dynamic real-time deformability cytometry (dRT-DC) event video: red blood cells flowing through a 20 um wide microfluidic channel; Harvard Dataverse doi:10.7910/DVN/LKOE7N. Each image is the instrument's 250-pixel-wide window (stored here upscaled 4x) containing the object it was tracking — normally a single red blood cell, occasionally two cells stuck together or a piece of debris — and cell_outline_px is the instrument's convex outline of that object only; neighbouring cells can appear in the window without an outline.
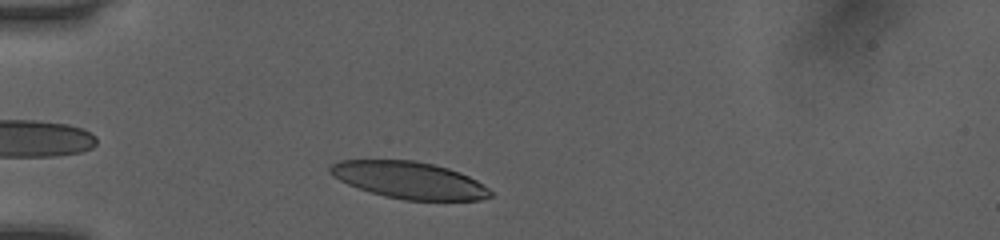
{"species": "human", "species_latin": "Homo sapiens", "temperature_condition": "room temperature", "stored_images_in_passage": 35, "camera_frame_rate_fps": 3000, "um_per_image_px": 0.085, "donor": {"sex": "female"}, "frame": {"image": 1, "passage_image": 3, "time_ms": 0.667, "image_size_px": [1000, 240], "cell_outline_px": [[492, 196], [480, 200], [404, 200], [384, 196], [348, 184], [332, 176], [328, 172], [328, 168], [332, 164], [340, 160], [412, 160], [432, 164], [448, 168], [460, 172], [484, 184], [492, 192]], "centroid_in_image_um": [34.78, 15.31], "position_along_channel_um": 50.2, "area_um2": 34.39}}
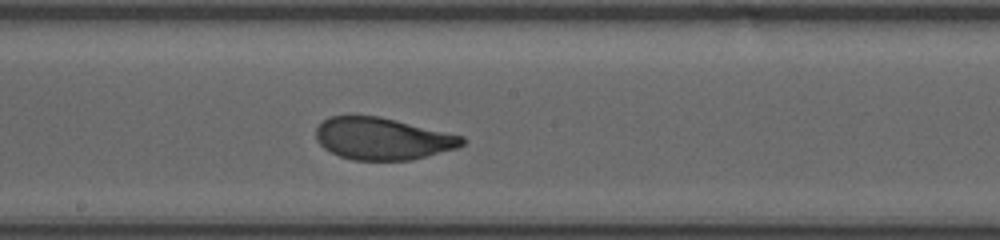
{"frame": {"image": 2, "passage_image": 17, "time_ms": 5.333, "image_size_px": [1000, 240], "cell_outline_px": [[468, 140], [464, 144], [456, 148], [412, 160], [352, 160], [340, 156], [324, 148], [316, 140], [316, 128], [328, 116], [380, 116], [464, 136]], "centroid_in_image_um": [32.53, 11.79], "position_along_channel_um": 215.7, "area_um2": 35.84}}
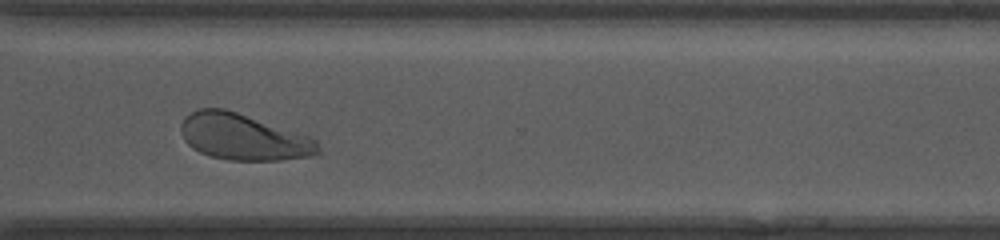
{"frame": {"image": 3, "passage_image": 27, "time_ms": 8.667, "image_size_px": [1000, 240], "cell_outline_px": [[320, 152], [312, 156], [280, 160], [228, 160], [208, 156], [192, 148], [184, 140], [180, 132], [180, 124], [184, 116], [196, 108], [224, 108], [312, 136], [316, 140], [320, 148]], "centroid_in_image_um": [20.67, 11.64], "position_along_channel_um": 349.9, "area_um2": 37.45}, "authors_computed_cell_mechanics": {"area_um2": 36.3562, "velocity_mm_per_s": 4.0389, "shape_relaxation_time_tau1_ms": 3.0213, "shape_relaxation_time_tau2_ms": null, "deformation_change_tau1": 0.1577, "deformation_change_tau2": null}}